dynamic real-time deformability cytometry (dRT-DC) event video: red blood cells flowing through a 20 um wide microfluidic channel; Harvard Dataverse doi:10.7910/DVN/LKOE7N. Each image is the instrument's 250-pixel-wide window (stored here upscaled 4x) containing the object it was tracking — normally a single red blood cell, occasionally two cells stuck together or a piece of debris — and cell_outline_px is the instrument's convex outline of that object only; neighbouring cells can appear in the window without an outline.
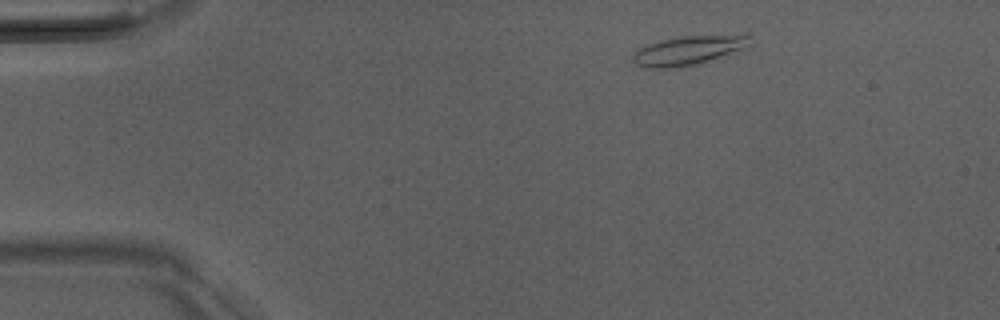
{"species": "Egyptian fruit bat (a non-hibernating species)", "species_latin": "Rousettus aegyptiacus", "temperature_condition": "room temperature", "stored_images_in_passage": 44, "camera_frame_rate_fps": 3000, "um_per_image_px": 0.085, "animal": {"sex": "male"}, "frame": {"image": 1, "passage_image": 1, "time_ms": 0.0, "image_size_px": [1000, 320], "cell_outline_px": [[752, 44], [692, 64], [676, 68], [644, 68], [636, 64], [632, 60], [632, 56], [640, 48], [648, 44], [660, 40], [680, 36], [748, 36]], "centroid_in_image_um": [58.33, 4.29], "position_along_channel_um": 26.7, "area_um2": 18.73}}
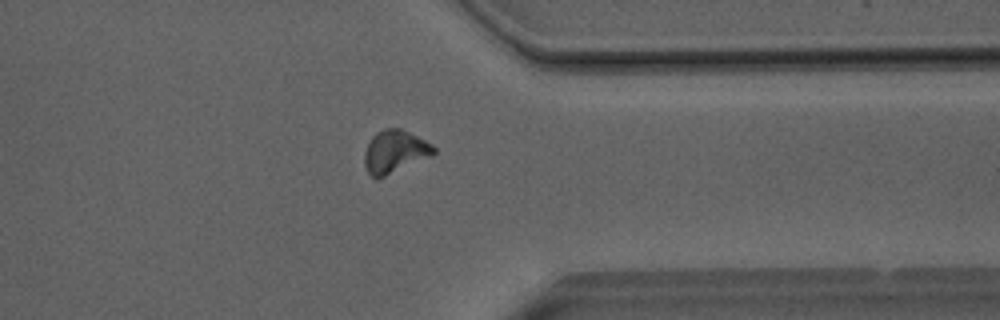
{"frame": {"image": 2, "passage_image": 33, "time_ms": 10.667, "image_size_px": [1000, 320], "cell_outline_px": [[436, 152], [432, 156], [384, 176], [372, 176], [368, 172], [364, 164], [364, 152], [372, 136], [376, 132], [384, 128], [400, 128], [432, 144], [436, 148]], "centroid_in_image_um": [33.56, 12.86], "position_along_channel_um": 377.8, "area_um2": 16.99}}
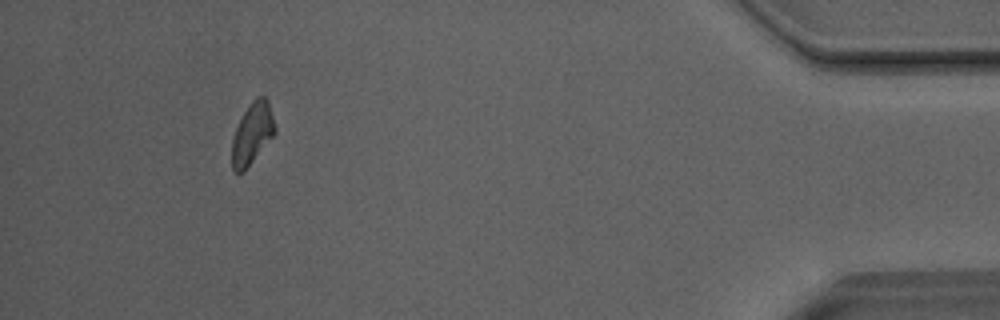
{"frame": {"image": 3, "passage_image": 40, "time_ms": 13.0, "image_size_px": [1000, 320], "cell_outline_px": [[276, 132], [244, 172], [232, 172], [232, 136], [244, 112], [252, 100], [256, 96], [264, 96], [268, 100], [276, 128]], "centroid_in_image_um": [21.43, 11.35], "position_along_channel_um": 413.8, "area_um2": 15.37}, "authors_computed_cell_mechanics": {"area_um2": 16.3574, "velocity_mm_per_s": 4.0385, "shape_relaxation_time_tau1_ms": 7.085, "shape_relaxation_time_tau2_ms": null, "deformation_change_tau1": 0.1994, "deformation_change_tau2": null}}